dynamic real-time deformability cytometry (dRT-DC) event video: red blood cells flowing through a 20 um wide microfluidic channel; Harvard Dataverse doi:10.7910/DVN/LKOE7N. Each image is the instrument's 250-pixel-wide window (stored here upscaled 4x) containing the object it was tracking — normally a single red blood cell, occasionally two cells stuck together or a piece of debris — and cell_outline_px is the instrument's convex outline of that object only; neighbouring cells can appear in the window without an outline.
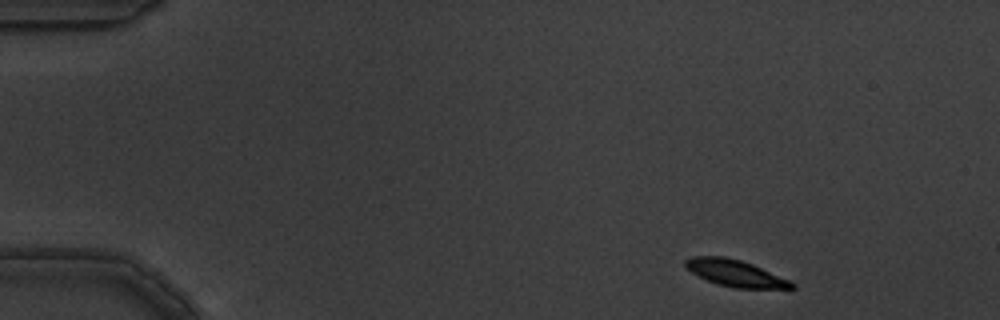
{"species": "common noctule bat (a hibernating species)", "species_latin": "Nyctalus noctula", "temperature_condition": "warm", "stored_images_in_passage": 4, "camera_frame_rate_fps": 3000, "um_per_image_px": 0.085, "animal": {"sex": "male", "body_mass_g": 19.5, "forearm_length_mm": 54.6}, "frame": {"image": 1, "passage_image": 1, "time_ms": 0.0, "image_size_px": [1000, 320], "cell_outline_px": [[796, 288], [736, 288], [716, 284], [692, 272], [684, 264], [684, 260], [688, 256], [724, 256], [740, 260], [752, 264], [792, 280], [796, 284]], "centroid_in_image_um": [62.53, 23.21], "position_along_channel_um": 22.5, "area_um2": 16.53}}
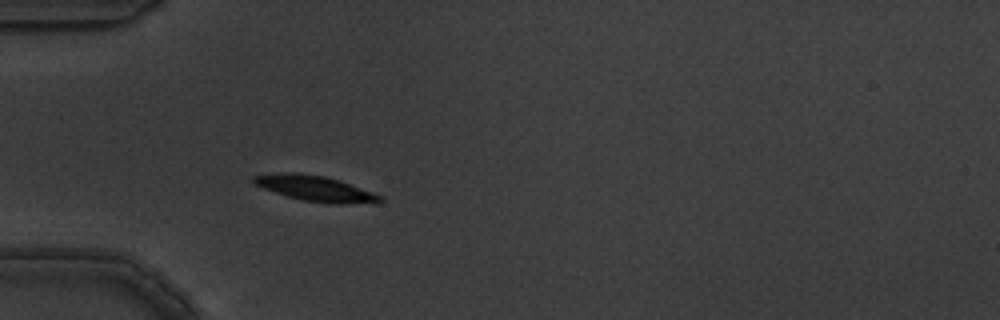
{"frame": {"image": 2, "passage_image": 4, "time_ms": 1.0, "image_size_px": [1000, 320], "cell_outline_px": [[384, 200], [376, 204], [340, 204], [304, 200], [288, 196], [252, 184], [252, 176], [288, 172], [292, 172], [324, 176], [384, 196]], "centroid_in_image_um": [26.86, 16.04], "position_along_channel_um": 58.1, "area_um2": 18.5}}